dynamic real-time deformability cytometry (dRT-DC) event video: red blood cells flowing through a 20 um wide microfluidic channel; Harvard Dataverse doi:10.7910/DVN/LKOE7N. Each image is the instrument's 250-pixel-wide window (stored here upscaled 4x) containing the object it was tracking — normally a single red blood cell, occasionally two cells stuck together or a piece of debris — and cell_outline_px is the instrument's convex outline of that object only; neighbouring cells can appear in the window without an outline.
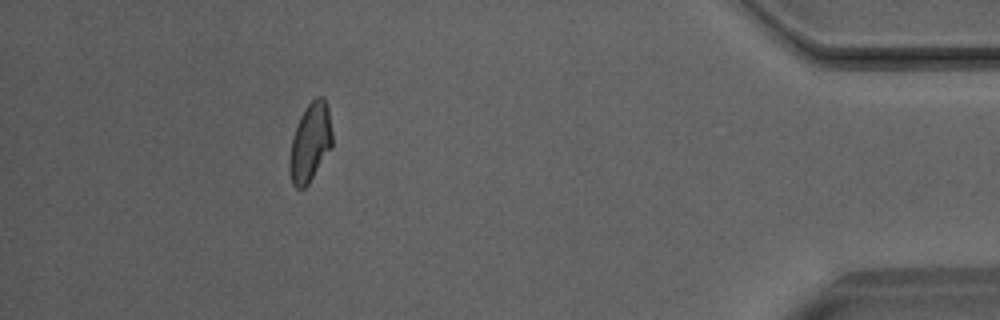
{"species": "Egyptian fruit bat (a non-hibernating species)", "species_latin": "Rousettus aegyptiacus", "temperature_condition": "room temperature", "stored_images_in_passage": 30, "camera_frame_rate_fps": 3000, "um_per_image_px": 0.085, "animal": {"sex": "male"}, "frame": {"image": 1, "passage_image": 30, "time_ms": 9.667, "image_size_px": [1000, 320], "cell_outline_px": [[332, 148], [308, 184], [304, 188], [296, 188], [292, 184], [288, 164], [288, 160], [292, 140], [300, 116], [308, 104], [316, 96], [324, 96], [328, 108], [332, 132]], "centroid_in_image_um": [26.37, 12.11], "position_along_channel_um": 408.8, "area_um2": 19.59}}